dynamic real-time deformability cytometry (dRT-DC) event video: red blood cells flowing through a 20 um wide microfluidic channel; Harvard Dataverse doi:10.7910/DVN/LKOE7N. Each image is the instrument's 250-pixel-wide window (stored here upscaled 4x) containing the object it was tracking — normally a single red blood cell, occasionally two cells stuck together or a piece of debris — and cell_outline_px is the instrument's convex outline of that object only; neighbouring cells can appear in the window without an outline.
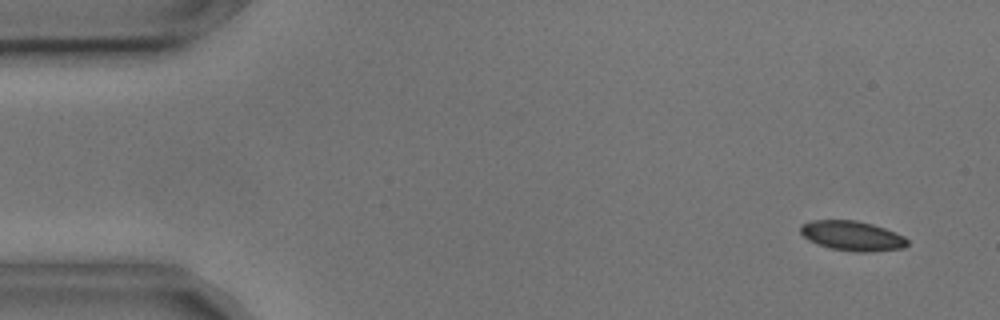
{"species": "common noctule bat (a hibernating species)", "species_latin": "Nyctalus noctula", "temperature_condition": "cold", "stored_images_in_passage": 5, "camera_frame_rate_fps": 3000, "um_per_image_px": 0.085, "animal": {"sex": "male", "body_mass_g": 17.9, "forearm_length_mm": 54.2}, "frame": {"image": 1, "passage_image": 1, "time_ms": 0.0, "image_size_px": [1000, 320], "cell_outline_px": [[908, 244], [904, 248], [864, 252], [856, 252], [828, 248], [808, 240], [800, 232], [800, 224], [812, 220], [856, 220], [872, 224], [896, 232], [904, 236], [908, 240]], "centroid_in_image_um": [72.42, 20.04], "position_along_channel_um": 12.6, "area_um2": 18.61}}